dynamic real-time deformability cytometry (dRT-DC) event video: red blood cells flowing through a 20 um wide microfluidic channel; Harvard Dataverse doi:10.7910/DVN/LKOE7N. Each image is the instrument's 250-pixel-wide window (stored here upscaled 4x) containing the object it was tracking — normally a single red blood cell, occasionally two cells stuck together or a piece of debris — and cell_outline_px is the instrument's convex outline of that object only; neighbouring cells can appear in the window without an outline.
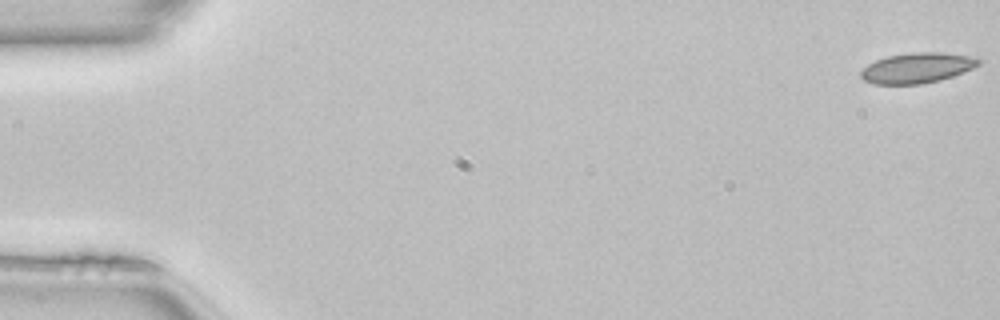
{"species": "common noctule bat (a hibernating species)", "species_latin": "Nyctalus noctula", "temperature_condition": "room temperature", "stored_images_in_passage": 50, "camera_frame_rate_fps": 3000, "um_per_image_px": 0.085, "animal": {"sex": "female", "body_mass_g": 22.7, "forearm_length_mm": 54.2}, "frame": {"image": 1, "passage_image": 1, "time_ms": 0.0, "image_size_px": [1000, 320], "cell_outline_px": [[984, 60], [980, 64], [972, 68], [952, 76], [940, 80], [920, 84], [872, 84], [864, 80], [860, 76], [860, 72], [868, 64], [876, 60], [888, 56], [912, 52], [940, 52], [976, 56]], "centroid_in_image_um": [77.99, 5.76], "position_along_channel_um": 7.0, "area_um2": 20.92}}
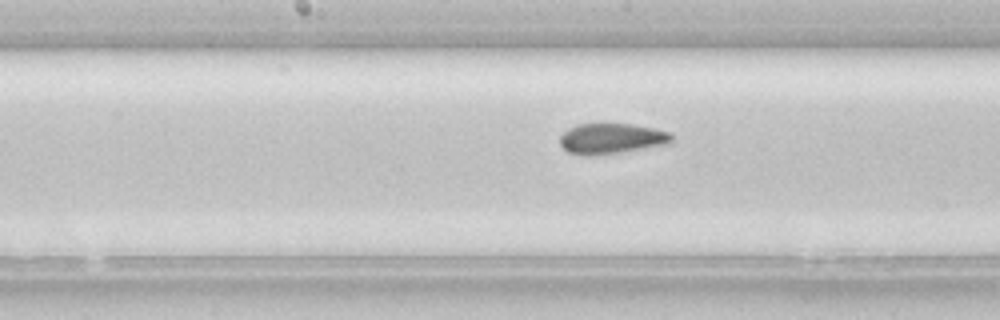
{"frame": {"image": 2, "passage_image": 26, "time_ms": 8.333, "image_size_px": [1000, 320], "cell_outline_px": [[672, 144], [620, 152], [592, 156], [588, 156], [568, 152], [560, 144], [560, 136], [568, 128], [576, 124], [632, 124], [652, 128], [668, 132], [672, 136]], "centroid_in_image_um": [51.97, 11.78], "position_along_channel_um": 196.2, "area_um2": 19.88}}
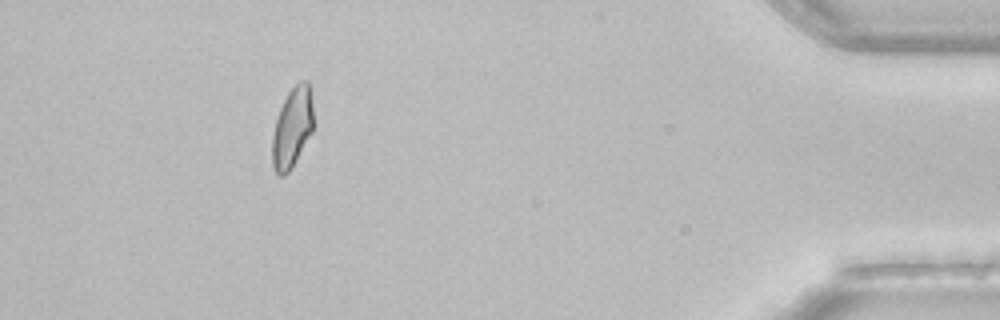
{"frame": {"image": 3, "passage_image": 46, "time_ms": 15.0, "image_size_px": [1000, 320], "cell_outline_px": [[312, 132], [292, 168], [284, 176], [280, 176], [276, 172], [272, 164], [272, 136], [276, 120], [280, 108], [288, 92], [300, 80], [308, 80], [312, 88]], "centroid_in_image_um": [24.85, 10.83], "position_along_channel_um": 410.4, "area_um2": 19.31}, "authors_computed_cell_mechanics": {"area_um2": 19.8254, "velocity_mm_per_s": 4.1055, "shape_relaxation_time_tau1_ms": null, "shape_relaxation_time_tau2_ms": 1.967, "deformation_change_tau1": null, "deformation_change_tau2": 0.0536}}